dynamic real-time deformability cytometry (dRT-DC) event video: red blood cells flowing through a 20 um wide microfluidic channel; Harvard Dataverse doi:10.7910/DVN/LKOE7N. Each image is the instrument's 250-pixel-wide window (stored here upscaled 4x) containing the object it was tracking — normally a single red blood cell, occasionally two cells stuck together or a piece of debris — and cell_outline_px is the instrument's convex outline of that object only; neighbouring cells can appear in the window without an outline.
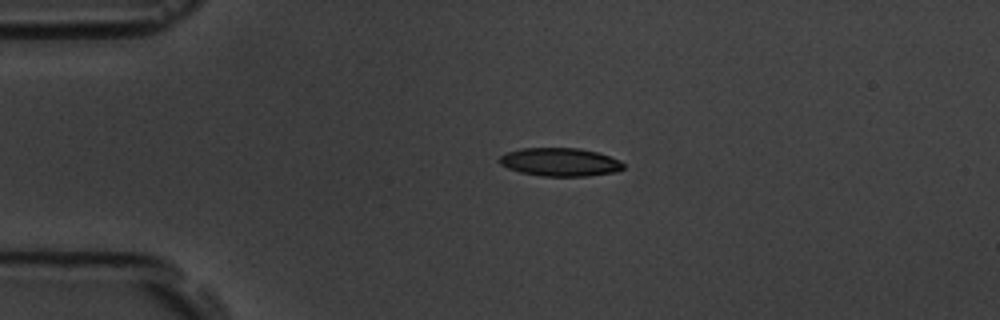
{"species": "common noctule bat (a hibernating species)", "species_latin": "Nyctalus noctula", "temperature_condition": "room temperature", "stored_images_in_passage": 5, "camera_frame_rate_fps": 3000, "um_per_image_px": 0.085, "animal": {"sex": "male", "body_mass_g": 19.5, "forearm_length_mm": 54.6}, "frame": {"image": 1, "passage_image": 3, "time_ms": 2.667, "image_size_px": [1000, 320], "cell_outline_px": [[624, 168], [616, 172], [588, 176], [540, 176], [520, 172], [508, 168], [500, 164], [496, 160], [500, 156], [508, 152], [520, 148], [580, 148], [596, 152], [620, 160], [624, 164]], "centroid_in_image_um": [47.58, 13.78], "position_along_channel_um": 37.4, "area_um2": 20.52}}
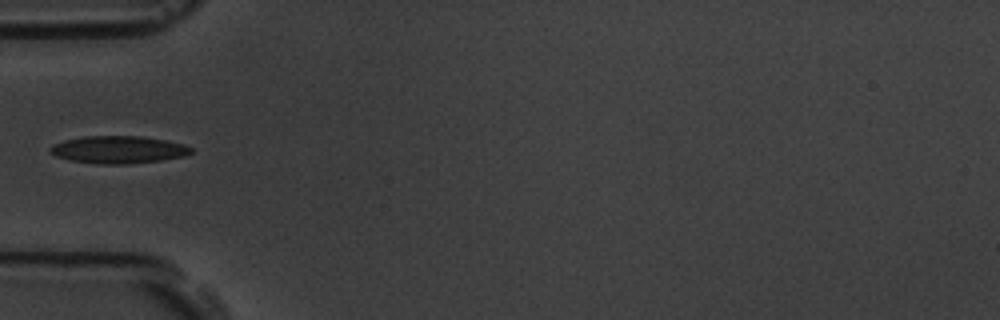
{"frame": {"image": 2, "passage_image": 5, "time_ms": 4.667, "image_size_px": [1000, 320], "cell_outline_px": [[192, 152], [184, 156], [160, 160], [128, 164], [100, 164], [68, 160], [56, 156], [48, 152], [48, 148], [52, 144], [64, 140], [84, 136], [140, 136], [164, 140], [184, 144], [192, 148]], "centroid_in_image_um": [10.0, 12.72], "position_along_channel_um": 75.0, "area_um2": 22.6}}